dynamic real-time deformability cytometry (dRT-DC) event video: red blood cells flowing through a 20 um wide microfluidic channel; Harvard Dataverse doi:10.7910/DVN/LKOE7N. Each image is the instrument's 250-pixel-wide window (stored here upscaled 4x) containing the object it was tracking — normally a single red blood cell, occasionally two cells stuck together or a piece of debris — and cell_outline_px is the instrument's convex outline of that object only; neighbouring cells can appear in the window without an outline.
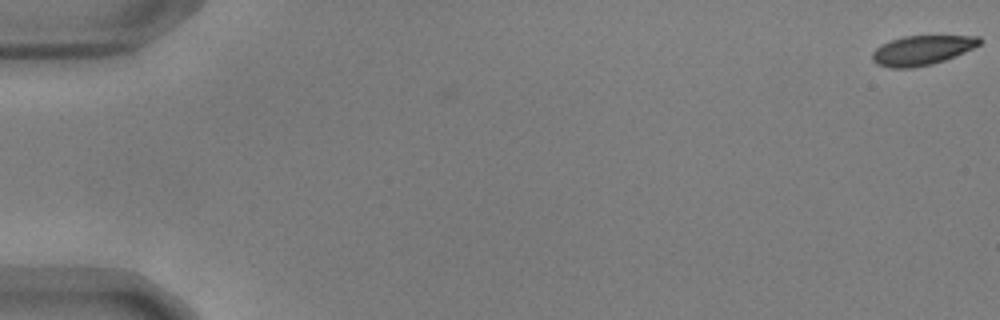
{"species": "common noctule bat (a hibernating species)", "species_latin": "Nyctalus noctula", "temperature_condition": "warm", "stored_images_in_passage": 12, "camera_frame_rate_fps": 3000, "um_per_image_px": 0.085, "animal": {"sex": "male", "body_mass_g": 17.9, "forearm_length_mm": 54.2}, "frame": {"image": 1, "passage_image": 1, "time_ms": 0.0, "image_size_px": [1000, 320], "cell_outline_px": [[984, 40], [980, 44], [956, 56], [932, 64], [912, 68], [888, 68], [876, 64], [872, 60], [872, 52], [876, 48], [892, 40], [904, 36], [980, 36]], "centroid_in_image_um": [78.37, 4.28], "position_along_channel_um": 6.6, "area_um2": 18.44}}